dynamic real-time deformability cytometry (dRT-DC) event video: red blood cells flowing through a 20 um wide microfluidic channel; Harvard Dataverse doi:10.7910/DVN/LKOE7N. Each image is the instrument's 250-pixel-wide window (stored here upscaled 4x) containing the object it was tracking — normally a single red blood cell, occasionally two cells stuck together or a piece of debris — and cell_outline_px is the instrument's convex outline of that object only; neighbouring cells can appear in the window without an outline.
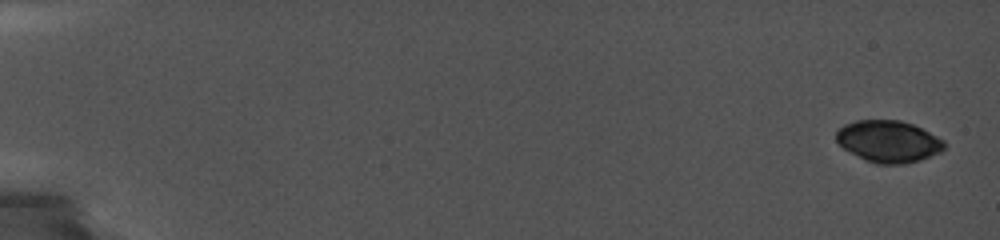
{"species": "common noctule bat (a hibernating species)", "species_latin": "Nyctalus noctula", "temperature_condition": "cold", "stored_images_in_passage": 6, "camera_frame_rate_fps": 5000, "um_per_image_px": 0.085, "animal": {"sex": "female", "body_mass_g": 19.0, "forearm_length_mm": 56.7}, "frame": {"image": 1, "passage_image": 1, "time_ms": 0.0, "image_size_px": [1000, 240], "cell_outline_px": [[944, 148], [940, 152], [920, 160], [904, 164], [876, 164], [864, 160], [844, 148], [836, 140], [836, 132], [844, 124], [856, 120], [900, 120], [912, 124], [944, 140]], "centroid_in_image_um": [75.5, 12.02], "position_along_channel_um": 9.5, "area_um2": 26.18}}